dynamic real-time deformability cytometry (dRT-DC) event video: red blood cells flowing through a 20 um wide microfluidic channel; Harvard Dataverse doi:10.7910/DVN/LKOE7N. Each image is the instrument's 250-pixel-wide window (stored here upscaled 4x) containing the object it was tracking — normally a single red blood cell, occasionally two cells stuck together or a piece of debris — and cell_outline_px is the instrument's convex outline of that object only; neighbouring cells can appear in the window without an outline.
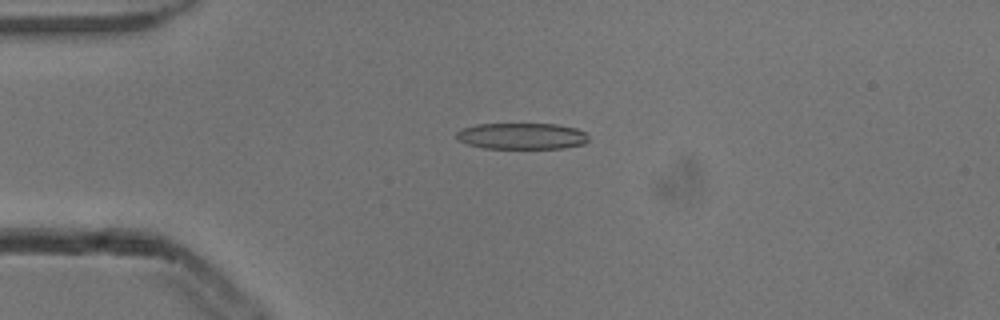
{"species": "common noctule bat (a hibernating species)", "species_latin": "Nyctalus noctula", "temperature_condition": "cold", "stored_images_in_passage": 4, "camera_frame_rate_fps": 3000, "um_per_image_px": 0.085, "animal": {"sex": "male", "body_mass_g": 13.3}, "frame": {"image": 1, "passage_image": 3, "time_ms": 0.667, "image_size_px": [1000, 320], "cell_outline_px": [[588, 140], [584, 144], [564, 148], [484, 148], [468, 144], [460, 140], [456, 136], [456, 132], [460, 128], [476, 124], [556, 124], [576, 128], [584, 132], [588, 136]], "centroid_in_image_um": [44.35, 11.56], "position_along_channel_um": 40.7, "area_um2": 20.23}}